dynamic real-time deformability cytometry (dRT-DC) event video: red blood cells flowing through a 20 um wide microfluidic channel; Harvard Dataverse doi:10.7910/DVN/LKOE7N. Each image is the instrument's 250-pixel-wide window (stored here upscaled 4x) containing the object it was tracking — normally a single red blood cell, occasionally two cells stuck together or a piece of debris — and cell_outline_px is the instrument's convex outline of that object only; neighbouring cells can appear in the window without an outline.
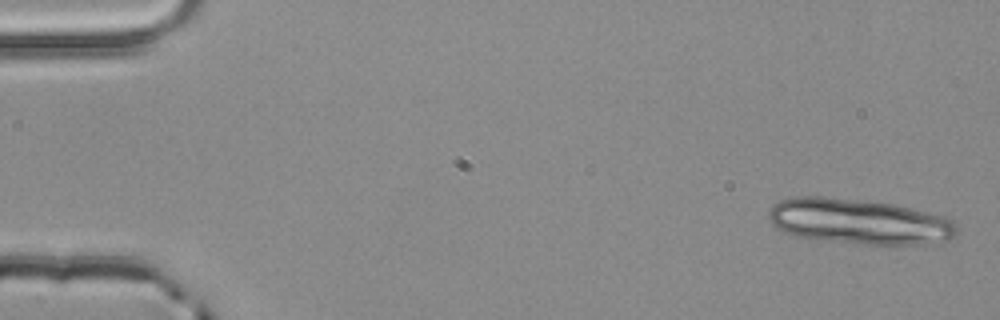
{"species": "common noctule bat (a hibernating species)", "species_latin": "Nyctalus noctula", "temperature_condition": "room temperature", "stored_images_in_passage": 5, "segment_of_instrument_passage": [1, 2], "camera_frame_rate_fps": 3000, "um_per_image_px": 0.085, "animal": {"sex": "male", "body_mass_g": 20.4}, "frame": {"image": 1, "passage_image": 1, "time_ms": 0.0, "image_size_px": [1000, 320], "cell_outline_px": [[956, 236], [940, 244], [864, 244], [824, 240], [796, 236], [784, 232], [776, 228], [768, 220], [768, 212], [780, 200], [796, 196], [824, 196], [892, 204], [944, 216], [952, 220], [956, 224]], "centroid_in_image_um": [73.03, 18.84], "position_along_channel_um": 12.0, "area_um2": 49.77}}